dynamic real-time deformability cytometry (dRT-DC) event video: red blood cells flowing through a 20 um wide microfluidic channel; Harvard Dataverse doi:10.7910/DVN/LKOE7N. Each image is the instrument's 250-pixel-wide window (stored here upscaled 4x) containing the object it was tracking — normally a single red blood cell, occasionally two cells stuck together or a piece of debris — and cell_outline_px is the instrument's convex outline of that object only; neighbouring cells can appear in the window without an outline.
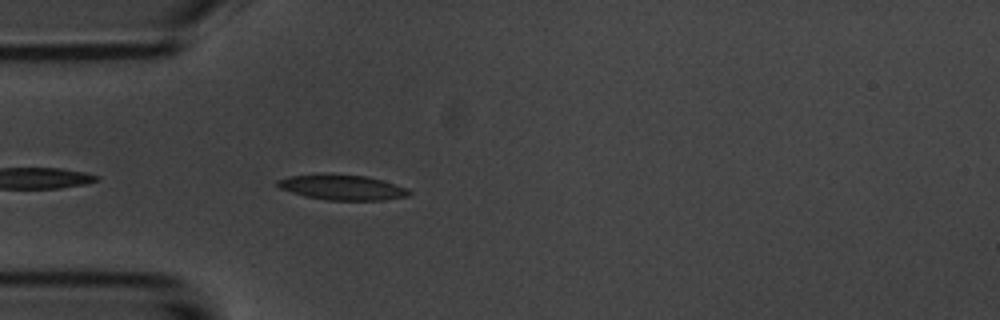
{"species": "common noctule bat (a hibernating species)", "species_latin": "Nyctalus noctula", "temperature_condition": "room temperature", "stored_images_in_passage": 18, "camera_frame_rate_fps": 3000, "um_per_image_px": 0.085, "animal": {"sex": "male", "body_mass_g": 20.1, "forearm_length_mm": 53.5}, "frame": {"image": 1, "passage_image": 3, "time_ms": 0.667, "image_size_px": [1000, 320], "cell_outline_px": [[412, 192], [408, 196], [384, 200], [328, 200], [304, 196], [280, 188], [276, 184], [276, 180], [288, 176], [320, 172], [324, 172], [368, 176], [396, 184], [408, 188]], "centroid_in_image_um": [29.07, 15.89], "position_along_channel_um": 55.9, "area_um2": 19.88}}
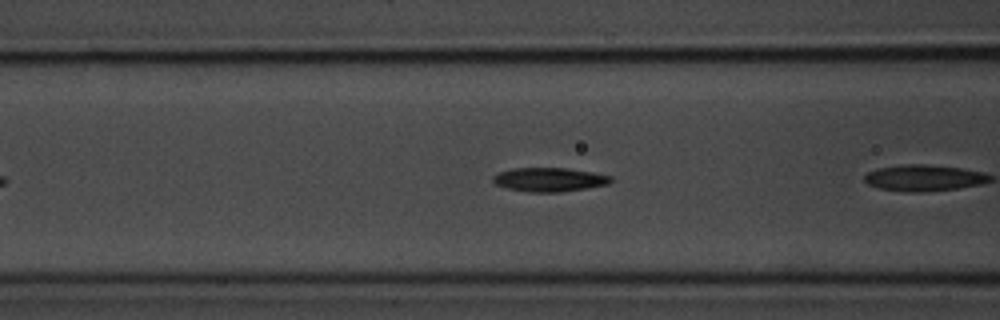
{"frame": {"image": 2, "passage_image": 6, "time_ms": 1.667, "image_size_px": [1000, 320], "cell_outline_px": [[612, 180], [608, 184], [588, 188], [560, 192], [532, 192], [508, 188], [496, 184], [492, 180], [492, 176], [496, 172], [512, 168], [568, 168], [592, 172], [612, 176]], "centroid_in_image_um": [46.68, 15.25], "position_along_channel_um": 119.9, "area_um2": 16.47}}